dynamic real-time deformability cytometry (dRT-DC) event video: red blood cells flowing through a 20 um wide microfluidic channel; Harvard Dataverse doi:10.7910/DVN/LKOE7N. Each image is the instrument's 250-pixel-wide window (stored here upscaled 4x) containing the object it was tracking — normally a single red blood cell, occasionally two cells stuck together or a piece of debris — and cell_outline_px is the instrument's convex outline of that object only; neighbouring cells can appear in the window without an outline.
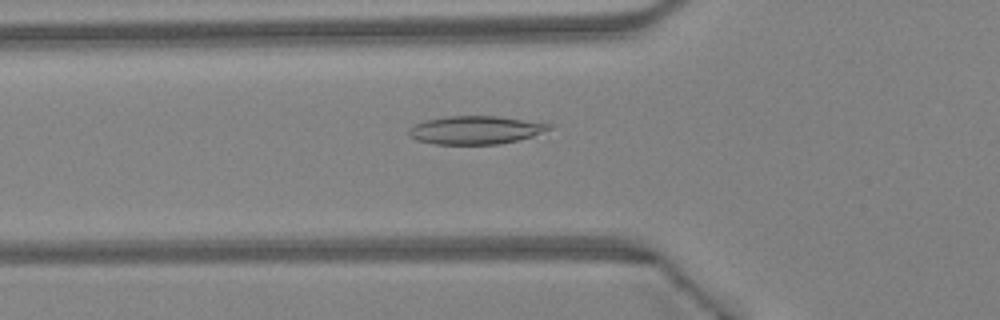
{"species": "Egyptian fruit bat (a non-hibernating species)", "species_latin": "Rousettus aegyptiacus", "temperature_condition": "warm", "stored_images_in_passage": 41, "camera_frame_rate_fps": 3000, "um_per_image_px": 0.085, "animal": {"sex": "female"}, "frame": {"image": 1, "passage_image": 16, "time_ms": 5.0, "image_size_px": [1000, 320], "cell_outline_px": [[552, 128], [532, 136], [500, 144], [436, 144], [416, 140], [408, 136], [408, 128], [412, 124], [424, 120], [444, 116], [500, 116], [552, 124]], "centroid_in_image_um": [40.35, 11.04], "position_along_channel_um": 85.4, "area_um2": 23.24}}
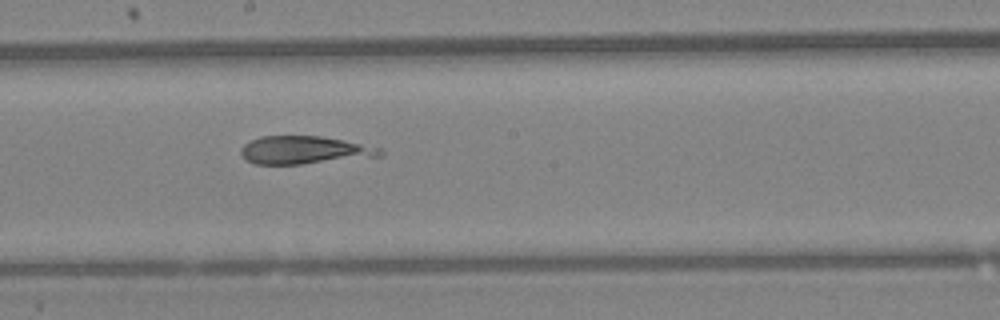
{"frame": {"image": 2, "passage_image": 25, "time_ms": 8.0, "image_size_px": [1000, 320], "cell_outline_px": [[384, 156], [300, 164], [256, 164], [248, 160], [240, 152], [240, 148], [244, 144], [260, 136], [320, 136], [380, 148], [384, 152]], "centroid_in_image_um": [25.87, 12.76], "position_along_channel_um": 222.3, "area_um2": 22.37}}
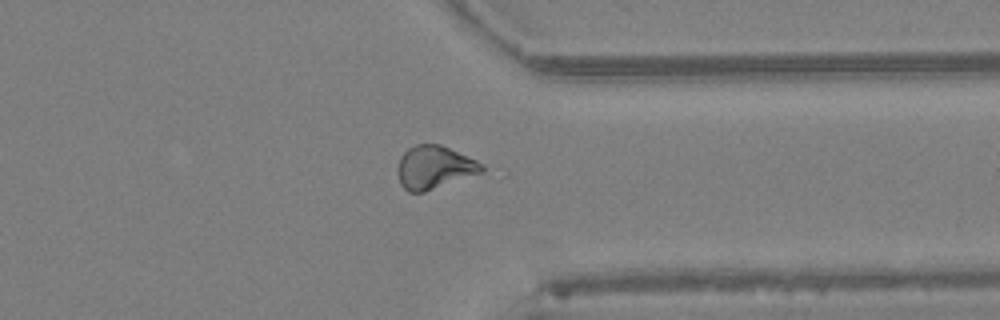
{"frame": {"image": 3, "passage_image": 35, "time_ms": 11.333, "image_size_px": [1000, 320], "cell_outline_px": [[484, 172], [424, 192], [408, 192], [400, 184], [396, 172], [396, 168], [400, 156], [408, 148], [416, 144], [440, 144], [476, 160], [484, 164]], "centroid_in_image_um": [36.89, 14.23], "position_along_channel_um": 374.5, "area_um2": 21.33}}